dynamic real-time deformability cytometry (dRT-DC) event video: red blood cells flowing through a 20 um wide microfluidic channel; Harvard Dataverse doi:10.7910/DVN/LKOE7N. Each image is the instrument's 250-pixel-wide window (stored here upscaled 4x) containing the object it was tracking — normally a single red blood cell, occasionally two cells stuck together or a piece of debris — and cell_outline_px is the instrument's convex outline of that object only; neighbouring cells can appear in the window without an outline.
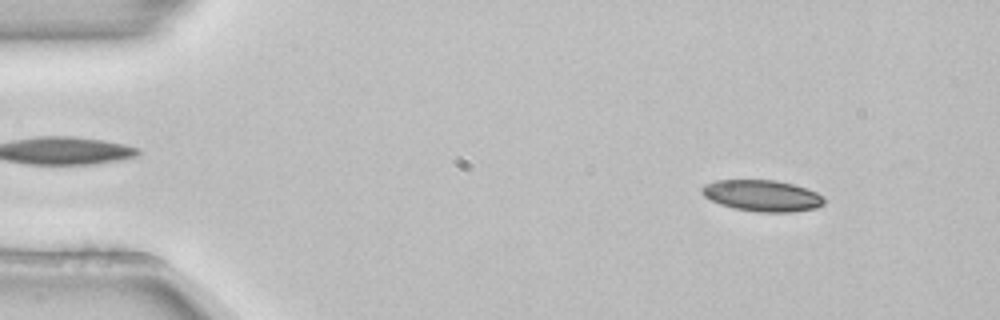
{"species": "common noctule bat (a hibernating species)", "species_latin": "Nyctalus noctula", "temperature_condition": "room temperature", "stored_images_in_passage": 53, "camera_frame_rate_fps": 3000, "um_per_image_px": 0.085, "animal": {"sex": "female", "body_mass_g": 22.7, "forearm_length_mm": 54.2}, "frame": {"image": 1, "passage_image": 6, "time_ms": 1.667, "image_size_px": [1000, 320], "cell_outline_px": [[824, 204], [816, 208], [792, 212], [760, 212], [736, 208], [720, 204], [704, 196], [700, 192], [700, 188], [704, 184], [716, 180], [776, 180], [792, 184], [816, 192], [824, 196]], "centroid_in_image_um": [64.78, 16.62], "position_along_channel_um": 20.2, "area_um2": 22.25}}
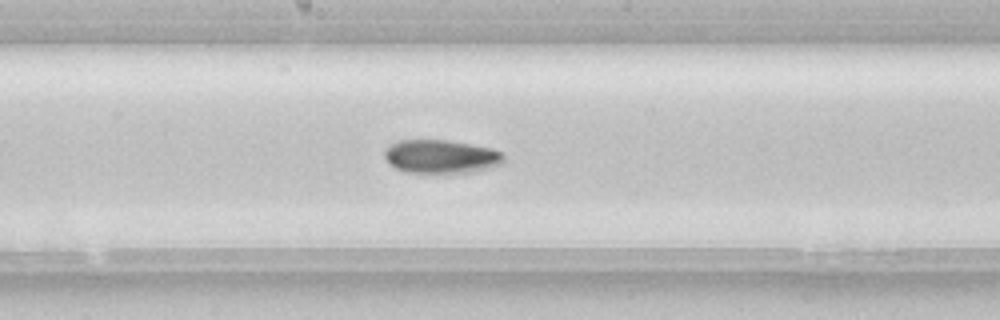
{"frame": {"image": 2, "passage_image": 28, "time_ms": 9.0, "image_size_px": [1000, 320], "cell_outline_px": [[504, 160], [500, 164], [488, 168], [472, 172], [408, 172], [396, 168], [384, 156], [384, 152], [392, 144], [400, 140], [448, 140], [492, 148], [500, 152], [504, 156]], "centroid_in_image_um": [37.51, 13.29], "position_along_channel_um": 210.7, "area_um2": 22.83}}
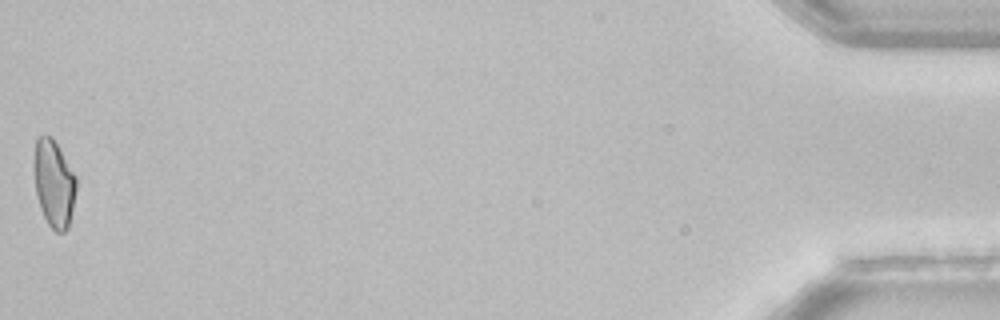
{"frame": {"image": 3, "passage_image": 53, "time_ms": 17.333, "image_size_px": [1000, 320], "cell_outline_px": [[76, 192], [68, 228], [64, 232], [56, 232], [48, 224], [40, 208], [36, 196], [36, 140], [44, 132], [52, 136], [76, 176]], "centroid_in_image_um": [4.61, 15.61], "position_along_channel_um": 430.6, "area_um2": 21.04}, "authors_computed_cell_mechanics": {"area_um2": 22.3108, "velocity_mm_per_s": 3.8513, "shape_relaxation_time_tau1_ms": 6.812, "shape_relaxation_time_tau2_ms": null, "deformation_change_tau1": 0.1593, "deformation_change_tau2": null}}